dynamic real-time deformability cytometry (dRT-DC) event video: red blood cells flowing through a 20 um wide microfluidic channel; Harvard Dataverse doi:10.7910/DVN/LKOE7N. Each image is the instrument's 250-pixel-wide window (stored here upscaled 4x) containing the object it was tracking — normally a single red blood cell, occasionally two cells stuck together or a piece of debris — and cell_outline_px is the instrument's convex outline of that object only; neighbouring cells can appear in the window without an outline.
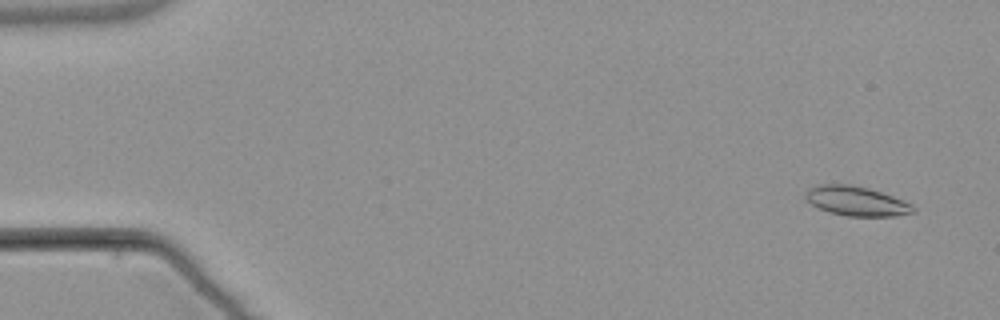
{"species": "common noctule bat (a hibernating species)", "species_latin": "Nyctalus noctula", "temperature_condition": "warm", "stored_images_in_passage": 5, "camera_frame_rate_fps": 3000, "um_per_image_px": 0.085, "animal": {"sex": "male", "body_mass_g": 21.5, "forearm_length_mm": 52.0}, "frame": {"image": 1, "passage_image": 1, "time_ms": 0.0, "image_size_px": [1000, 320], "cell_outline_px": [[916, 212], [896, 216], [848, 216], [828, 212], [812, 204], [804, 196], [804, 192], [808, 188], [816, 184], [852, 184], [868, 188], [892, 196], [912, 204], [916, 208]], "centroid_in_image_um": [72.78, 17.08], "position_along_channel_um": 12.2, "area_um2": 18.61}}
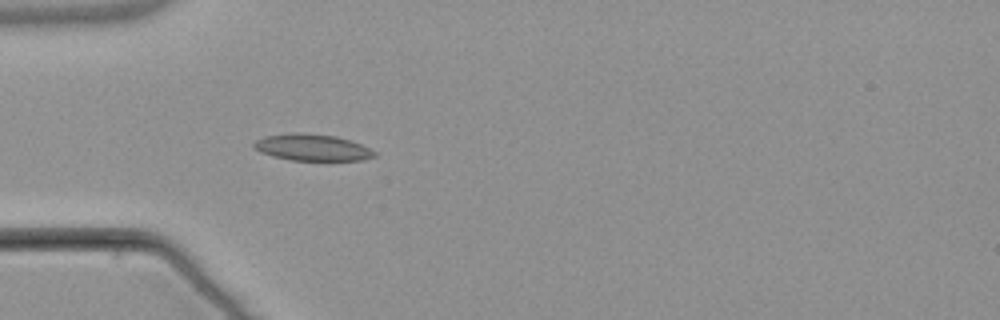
{"frame": {"image": 2, "passage_image": 5, "time_ms": 4.667, "image_size_px": [1000, 320], "cell_outline_px": [[376, 156], [364, 160], [328, 164], [292, 160], [272, 156], [260, 152], [252, 148], [252, 144], [256, 140], [264, 136], [296, 132], [300, 132], [336, 136], [360, 144], [376, 152]], "centroid_in_image_um": [26.57, 12.59], "position_along_channel_um": 58.4, "area_um2": 19.71}}